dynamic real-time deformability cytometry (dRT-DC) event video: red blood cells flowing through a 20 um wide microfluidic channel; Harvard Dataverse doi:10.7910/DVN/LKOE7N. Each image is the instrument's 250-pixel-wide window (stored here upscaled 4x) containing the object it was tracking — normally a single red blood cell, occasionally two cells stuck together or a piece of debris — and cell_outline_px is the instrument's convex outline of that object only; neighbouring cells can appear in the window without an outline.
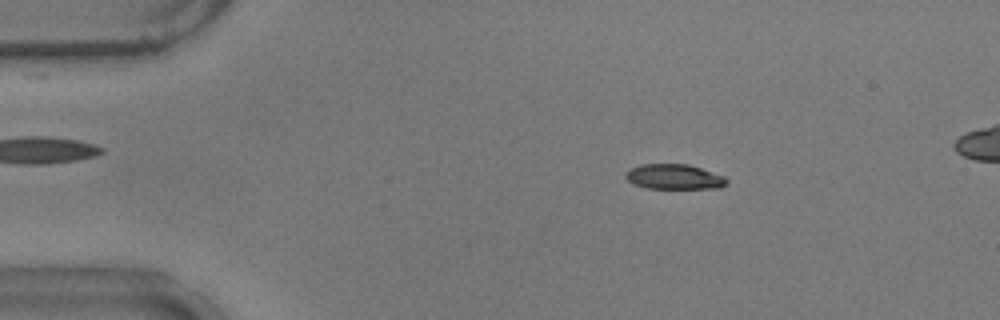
{"species": "common noctule bat (a hibernating species)", "species_latin": "Nyctalus noctula", "temperature_condition": "warm", "stored_images_in_passage": 53, "camera_frame_rate_fps": 3000, "um_per_image_px": 0.085, "animal": {"sex": "male", "body_mass_g": 17.9}, "frame": {"image": 1, "passage_image": 9, "time_ms": 2.667, "image_size_px": [1000, 320], "cell_outline_px": [[728, 184], [720, 188], [644, 188], [632, 184], [624, 176], [632, 168], [640, 164], [688, 164], [724, 176], [728, 180]], "centroid_in_image_um": [57.31, 15.03], "position_along_channel_um": 27.7, "area_um2": 14.74}}
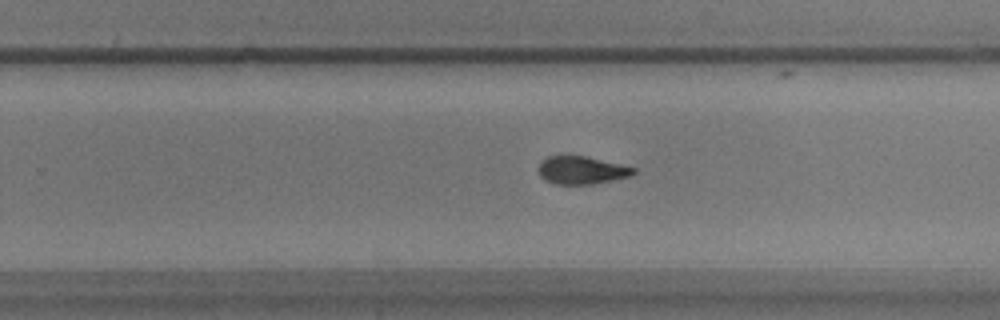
{"frame": {"image": 2, "passage_image": 34, "time_ms": 11.0, "image_size_px": [1000, 320], "cell_outline_px": [[636, 172], [628, 176], [612, 180], [592, 184], [556, 184], [544, 180], [540, 176], [540, 164], [548, 156], [584, 156], [636, 168]], "centroid_in_image_um": [49.43, 14.48], "position_along_channel_um": 280.4, "area_um2": 15.03}}
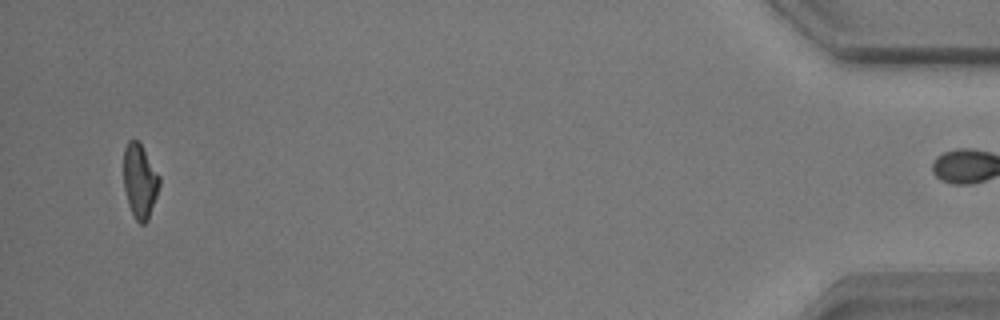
{"frame": {"image": 3, "passage_image": 52, "time_ms": 17.0, "image_size_px": [1000, 320], "cell_outline_px": [[160, 184], [148, 220], [144, 224], [140, 224], [136, 220], [128, 204], [124, 188], [124, 148], [128, 140], [136, 140], [140, 144], [160, 176]], "centroid_in_image_um": [11.88, 15.4], "position_along_channel_um": 423.3, "area_um2": 15.26}, "authors_computed_cell_mechanics": {"area_um2": 16.0684, "velocity_mm_per_s": 3.7453, "shape_relaxation_time_tau1_ms": 2.1139, "shape_relaxation_time_tau2_ms": 2.2222, "deformation_change_tau1": 0.1586, "deformation_change_tau2": 0.0977}}